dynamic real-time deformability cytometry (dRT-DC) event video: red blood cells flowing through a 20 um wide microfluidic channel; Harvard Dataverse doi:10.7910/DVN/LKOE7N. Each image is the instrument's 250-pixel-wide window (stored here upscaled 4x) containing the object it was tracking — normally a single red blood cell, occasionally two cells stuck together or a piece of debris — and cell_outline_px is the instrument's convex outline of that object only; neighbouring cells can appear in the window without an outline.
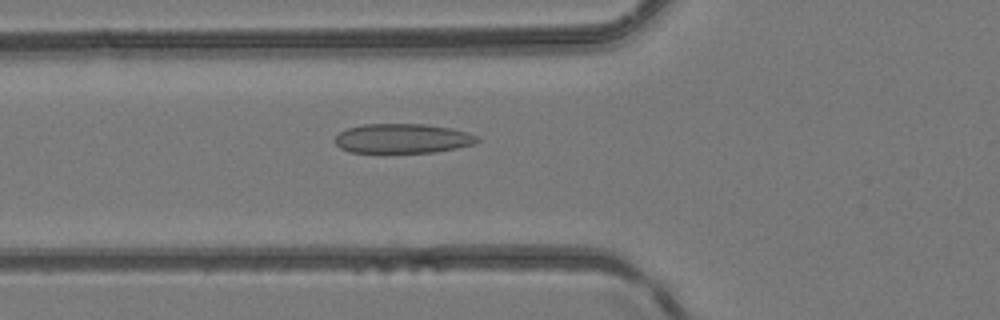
{"species": "common noctule bat (a hibernating species)", "species_latin": "Nyctalus noctula", "temperature_condition": "room temperature", "stored_images_in_passage": 48, "camera_frame_rate_fps": 3000, "um_per_image_px": 0.085, "animal": {"sex": "female", "body_mass_g": 24.6, "forearm_length_mm": 56.2}, "frame": {"image": 1, "passage_image": 18, "time_ms": 5.667, "image_size_px": [1000, 320], "cell_outline_px": [[480, 140], [476, 144], [436, 152], [348, 152], [340, 148], [336, 144], [336, 136], [340, 132], [348, 128], [364, 124], [424, 124], [452, 128], [468, 132], [476, 136]], "centroid_in_image_um": [34.25, 11.77], "position_along_channel_um": 91.6, "area_um2": 24.45}}
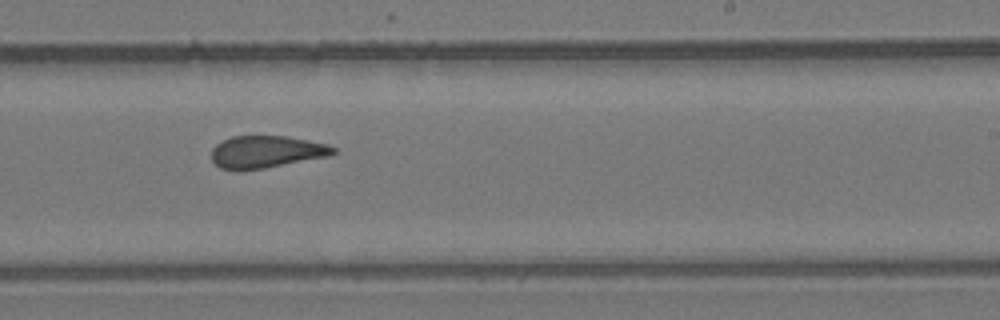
{"frame": {"image": 2, "passage_image": 30, "time_ms": 9.667, "image_size_px": [1000, 320], "cell_outline_px": [[336, 152], [328, 156], [264, 168], [236, 172], [220, 168], [212, 160], [212, 148], [216, 144], [232, 136], [288, 136], [328, 144], [336, 148]], "centroid_in_image_um": [22.61, 12.91], "position_along_channel_um": 266.4, "area_um2": 23.0}}
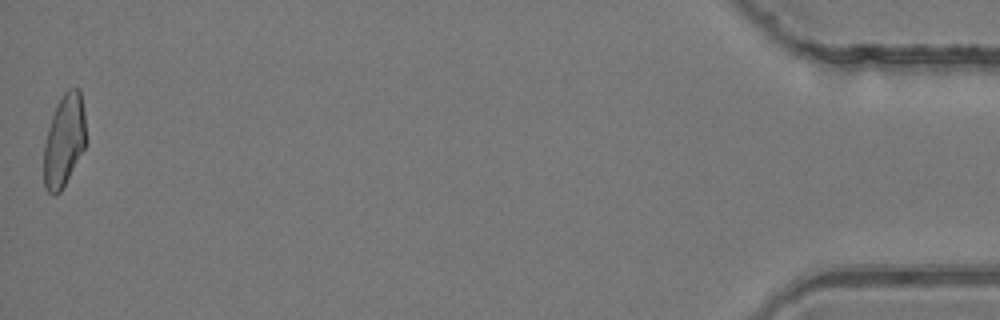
{"frame": {"image": 3, "passage_image": 48, "time_ms": 15.667, "image_size_px": [1000, 320], "cell_outline_px": [[88, 140], [84, 148], [60, 192], [56, 196], [52, 196], [44, 188], [44, 144], [48, 128], [56, 104], [64, 92], [68, 88], [80, 88], [84, 112]], "centroid_in_image_um": [5.46, 11.93], "position_along_channel_um": 429.7, "area_um2": 22.95}}